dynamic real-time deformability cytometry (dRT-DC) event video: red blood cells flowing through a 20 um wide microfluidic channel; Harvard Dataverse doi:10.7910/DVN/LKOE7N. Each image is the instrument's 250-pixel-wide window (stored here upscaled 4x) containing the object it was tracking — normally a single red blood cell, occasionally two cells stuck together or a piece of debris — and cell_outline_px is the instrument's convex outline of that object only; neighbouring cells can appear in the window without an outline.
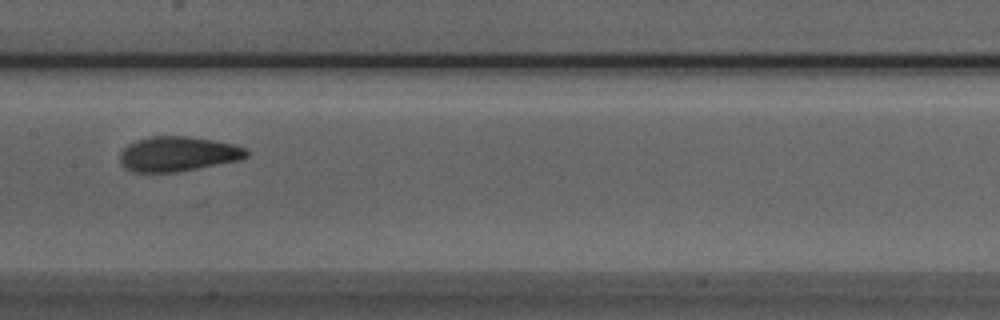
{"species": "Egyptian fruit bat (a non-hibernating species)", "species_latin": "Rousettus aegyptiacus", "temperature_condition": "room temperature", "stored_images_in_passage": 9, "segment_of_instrument_passage": [1, 2], "camera_frame_rate_fps": 3000, "um_per_image_px": 0.085, "animal": {"sex": "male"}, "frame": {"image": 1, "passage_image": 8, "time_ms": 2.333, "image_size_px": [1000, 320], "cell_outline_px": [[248, 156], [240, 160], [176, 172], [132, 172], [124, 168], [120, 160], [120, 152], [128, 144], [148, 136], [184, 136], [212, 140], [236, 144], [244, 148], [248, 152]], "centroid_in_image_um": [15.1, 13.08], "position_along_channel_um": 192.3, "area_um2": 25.66}}